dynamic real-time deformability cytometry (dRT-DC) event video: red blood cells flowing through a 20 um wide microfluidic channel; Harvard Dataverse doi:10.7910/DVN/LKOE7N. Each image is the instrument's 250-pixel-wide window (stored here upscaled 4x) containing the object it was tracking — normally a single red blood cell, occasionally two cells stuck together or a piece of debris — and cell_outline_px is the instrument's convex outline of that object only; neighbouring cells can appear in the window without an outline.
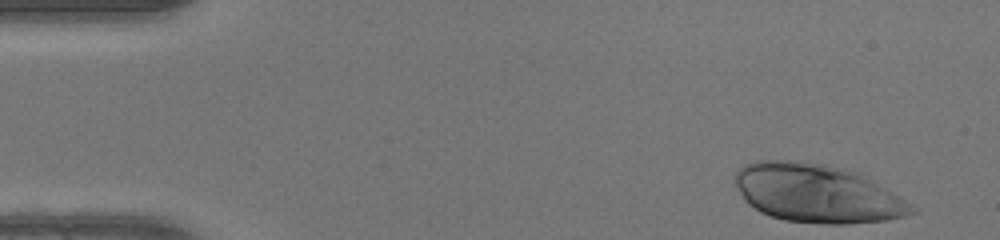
{"species": "human", "species_latin": "Homo sapiens", "temperature_condition": "warm", "stored_images_in_passage": 47, "camera_frame_rate_fps": 3000, "um_per_image_px": 0.085, "donor": {"sex": "female"}, "frame": {"image": 1, "passage_image": 1, "time_ms": 0.0, "image_size_px": [1000, 240], "cell_outline_px": [[916, 212], [904, 216], [888, 220], [848, 224], [824, 224], [784, 220], [760, 212], [748, 204], [744, 200], [736, 184], [736, 172], [744, 164], [756, 160], [800, 160], [828, 164], [860, 172], [900, 196], [916, 208]], "centroid_in_image_um": [69.47, 16.42], "position_along_channel_um": 15.5, "area_um2": 60.57}}
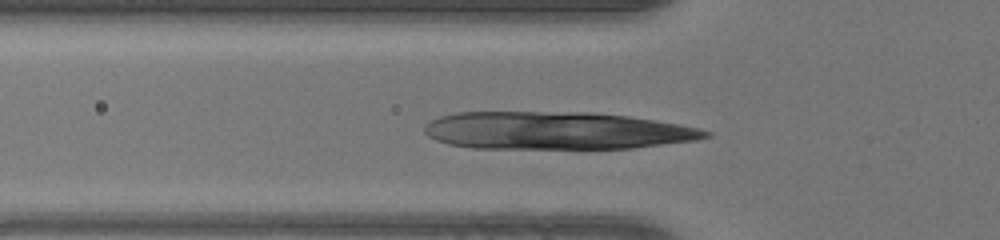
{"frame": {"image": 2, "passage_image": 14, "time_ms": 4.333, "image_size_px": [1000, 240], "cell_outline_px": [[712, 136], [696, 140], [632, 148], [472, 148], [448, 144], [436, 140], [428, 136], [424, 132], [424, 124], [440, 116], [456, 112], [588, 112], [628, 116], [700, 128], [712, 132]], "centroid_in_image_um": [47.26, 11.1], "position_along_channel_um": 78.5, "area_um2": 61.56}}